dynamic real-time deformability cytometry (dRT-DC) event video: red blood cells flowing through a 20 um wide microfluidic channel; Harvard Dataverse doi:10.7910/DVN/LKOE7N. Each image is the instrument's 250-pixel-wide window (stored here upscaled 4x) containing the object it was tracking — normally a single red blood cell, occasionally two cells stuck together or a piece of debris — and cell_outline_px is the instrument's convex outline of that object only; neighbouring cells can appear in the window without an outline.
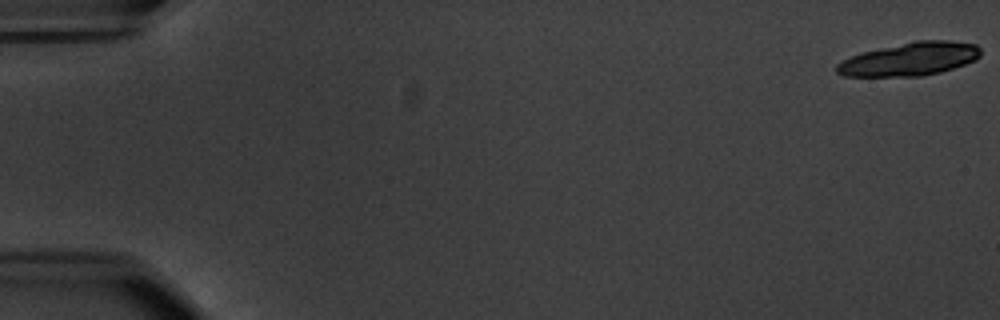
{"species": "common noctule bat (a hibernating species)", "species_latin": "Nyctalus noctula", "temperature_condition": "warm", "stored_images_in_passage": 10, "camera_frame_rate_fps": 3000, "um_per_image_px": 0.085, "animal": {"sex": "male", "body_mass_g": 20.1, "forearm_length_mm": 53.5}, "frame": {"image": 1, "passage_image": 1, "time_ms": 0.0, "image_size_px": [1000, 320], "cell_outline_px": [[980, 56], [976, 60], [940, 72], [920, 76], [844, 76], [836, 72], [836, 64], [852, 56], [864, 52], [916, 40], [948, 40], [976, 44], [980, 48]], "centroid_in_image_um": [77.36, 5.02], "position_along_channel_um": 7.6, "area_um2": 27.57}}
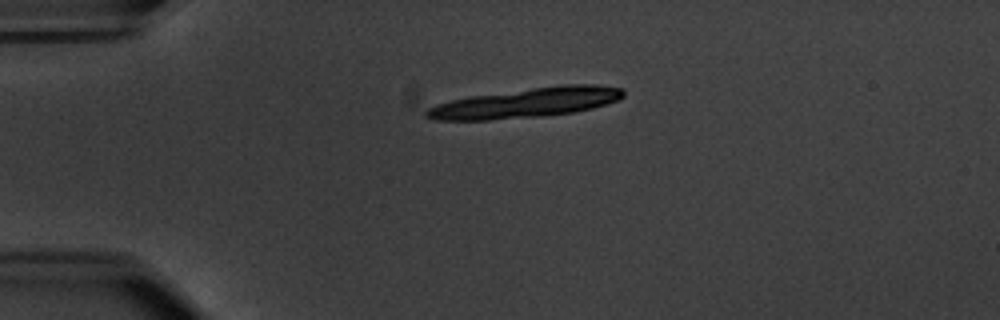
{"frame": {"image": 2, "passage_image": 5, "time_ms": 4.667, "image_size_px": [1000, 320], "cell_outline_px": [[624, 96], [620, 100], [592, 108], [572, 112], [536, 116], [488, 120], [432, 120], [424, 116], [424, 112], [428, 108], [436, 104], [452, 100], [472, 96], [532, 88], [568, 84], [596, 84], [624, 88]], "centroid_in_image_um": [44.74, 8.73], "position_along_channel_um": 40.3, "area_um2": 33.81}}